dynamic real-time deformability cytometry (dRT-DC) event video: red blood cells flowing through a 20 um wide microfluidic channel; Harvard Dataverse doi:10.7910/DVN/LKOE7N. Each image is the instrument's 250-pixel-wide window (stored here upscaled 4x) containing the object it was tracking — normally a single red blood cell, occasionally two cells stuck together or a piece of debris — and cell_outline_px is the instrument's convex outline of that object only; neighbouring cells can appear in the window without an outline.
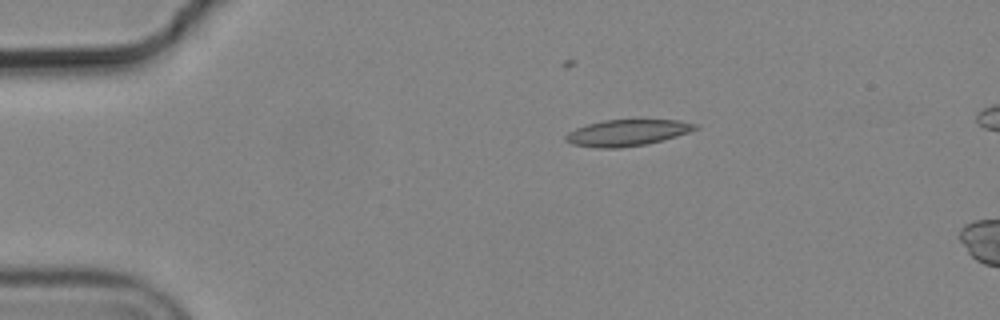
{"species": "common noctule bat (a hibernating species)", "species_latin": "Nyctalus noctula", "temperature_condition": "cold", "stored_images_in_passage": 4, "camera_frame_rate_fps": 3000, "um_per_image_px": 0.085, "animal": {"sex": "male", "body_mass_g": 19.2, "forearm_length_mm": 51.8}, "frame": {"image": 1, "passage_image": 3, "time_ms": 0.667, "image_size_px": [1000, 320], "cell_outline_px": [[700, 128], [676, 136], [648, 144], [616, 148], [596, 148], [572, 144], [564, 140], [564, 136], [568, 132], [576, 128], [588, 124], [604, 120], [680, 120], [700, 124]], "centroid_in_image_um": [53.32, 11.28], "position_along_channel_um": 31.7, "area_um2": 19.94}}